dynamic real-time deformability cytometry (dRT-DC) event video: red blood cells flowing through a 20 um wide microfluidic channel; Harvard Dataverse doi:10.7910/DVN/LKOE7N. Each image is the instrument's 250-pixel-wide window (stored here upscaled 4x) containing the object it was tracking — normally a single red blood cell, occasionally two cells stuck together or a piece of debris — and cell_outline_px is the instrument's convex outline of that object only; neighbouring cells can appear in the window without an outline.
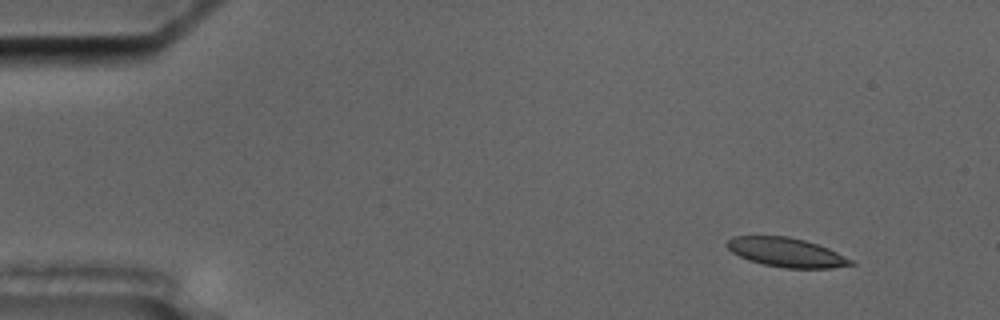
{"species": "common noctule bat (a hibernating species)", "species_latin": "Nyctalus noctula", "temperature_condition": "cold", "stored_images_in_passage": 6, "camera_frame_rate_fps": 3000, "um_per_image_px": 0.085, "animal": {"sex": "male", "body_mass_g": 17.5, "forearm_length_mm": 52.3}, "frame": {"image": 1, "passage_image": 1, "time_ms": 0.0, "image_size_px": [1000, 320], "cell_outline_px": [[856, 264], [832, 268], [784, 268], [764, 264], [748, 260], [732, 252], [724, 244], [728, 240], [736, 236], [788, 236], [804, 240], [828, 248], [852, 260]], "centroid_in_image_um": [66.83, 21.45], "position_along_channel_um": 18.2, "area_um2": 20.87}}
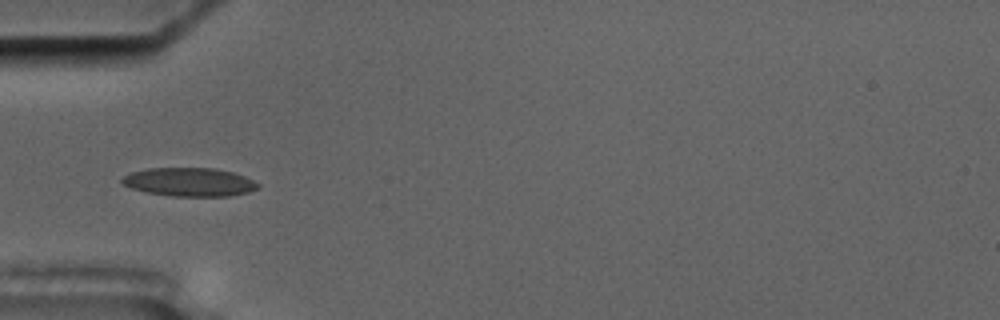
{"frame": {"image": 2, "passage_image": 4, "time_ms": 4.333, "image_size_px": [1000, 320], "cell_outline_px": [[260, 188], [248, 192], [228, 196], [172, 196], [144, 192], [120, 184], [120, 180], [124, 176], [132, 172], [148, 168], [216, 168], [232, 172], [244, 176], [260, 184]], "centroid_in_image_um": [16.08, 15.47], "position_along_channel_um": 68.9, "area_um2": 22.72}}